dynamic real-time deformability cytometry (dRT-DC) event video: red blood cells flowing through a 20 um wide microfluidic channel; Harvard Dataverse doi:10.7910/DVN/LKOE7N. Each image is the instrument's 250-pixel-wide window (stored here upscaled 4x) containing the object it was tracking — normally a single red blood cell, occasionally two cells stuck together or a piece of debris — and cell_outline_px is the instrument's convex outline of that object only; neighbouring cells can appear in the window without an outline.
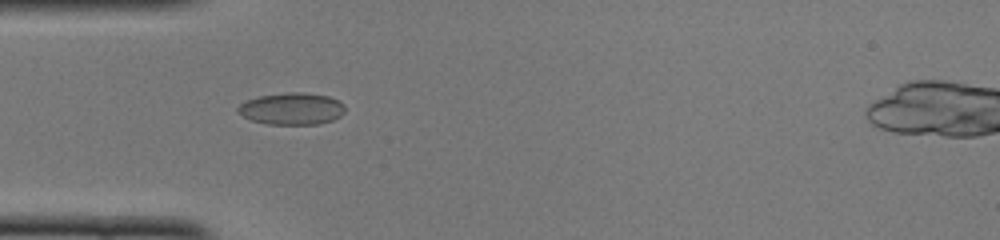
{"species": "common noctule bat (a hibernating species)", "species_latin": "Nyctalus noctula", "temperature_condition": "cold", "stored_images_in_passage": 37, "camera_frame_rate_fps": 3000, "um_per_image_px": 0.085, "animal": {"sex": "female", "body_mass_g": 22.0, "forearm_length_mm": 56.7}, "frame": {"image": 1, "passage_image": 2, "time_ms": 0.333, "image_size_px": [1000, 240], "cell_outline_px": [[344, 112], [340, 116], [332, 120], [320, 124], [268, 124], [252, 120], [236, 112], [236, 108], [240, 104], [248, 100], [260, 96], [288, 92], [304, 92], [328, 96], [340, 100], [344, 104]], "centroid_in_image_um": [24.82, 9.24], "position_along_channel_um": 60.2, "area_um2": 19.94}}
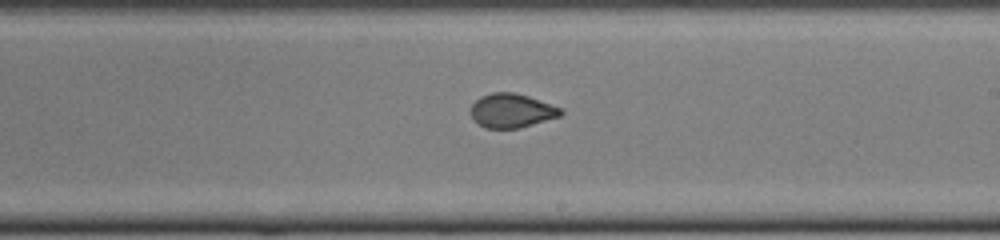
{"frame": {"image": 2, "passage_image": 16, "time_ms": 5.0, "image_size_px": [1000, 240], "cell_outline_px": [[564, 112], [560, 116], [520, 128], [484, 128], [472, 116], [472, 104], [480, 96], [492, 92], [516, 92], [528, 96], [560, 108]], "centroid_in_image_um": [43.49, 9.4], "position_along_channel_um": 245.5, "area_um2": 17.63}}
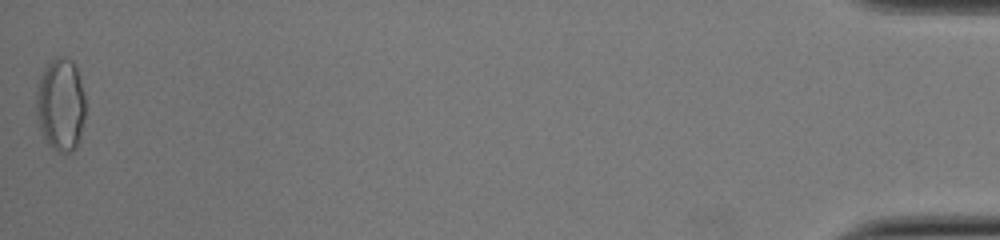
{"frame": {"image": 3, "passage_image": 37, "time_ms": 12.0, "image_size_px": [1000, 240], "cell_outline_px": [[84, 116], [80, 140], [76, 148], [72, 152], [56, 152], [48, 144], [40, 128], [36, 116], [36, 92], [40, 76], [44, 68], [56, 56], [64, 56], [72, 60], [76, 68], [80, 80], [84, 96]], "centroid_in_image_um": [5.15, 8.91], "position_along_channel_um": 430.1, "area_um2": 26.7}, "authors_computed_cell_mechanics": {"area_um2": 18.5538, "velocity_mm_per_s": 4.0026, "shape_relaxation_time_tau1_ms": 5.9776, "shape_relaxation_time_tau2_ms": 0.9943, "deformation_change_tau1": 0.17, "deformation_change_tau2": 0.0566}}